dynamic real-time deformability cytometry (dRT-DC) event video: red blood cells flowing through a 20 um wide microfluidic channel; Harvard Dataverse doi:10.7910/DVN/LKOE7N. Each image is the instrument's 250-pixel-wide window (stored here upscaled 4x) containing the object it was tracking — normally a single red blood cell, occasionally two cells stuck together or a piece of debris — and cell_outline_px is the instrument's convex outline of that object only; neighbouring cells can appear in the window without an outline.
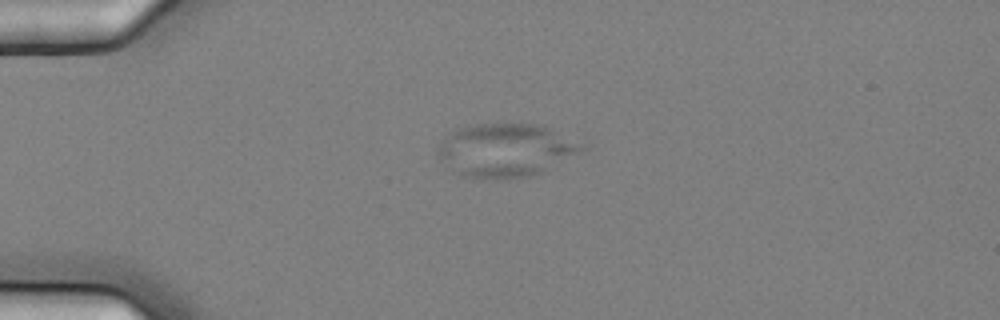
{"species": "common noctule bat (a hibernating species)", "species_latin": "Nyctalus noctula", "temperature_condition": "cold", "stored_images_in_passage": 2, "camera_frame_rate_fps": 3000, "um_per_image_px": 0.085, "animal": {"sex": "female", "body_mass_g": 25.1}, "frame": {"image": 1, "passage_image": 1, "time_ms": 0.0, "image_size_px": [1000, 320], "cell_outline_px": [[584, 148], [540, 172], [528, 176], [508, 180], [504, 180], [464, 176], [440, 160], [440, 144], [444, 136], [452, 128], [492, 120], [496, 120], [544, 124], [580, 144]], "centroid_in_image_um": [42.89, 12.68], "position_along_channel_um": 42.1, "area_um2": 45.08}}